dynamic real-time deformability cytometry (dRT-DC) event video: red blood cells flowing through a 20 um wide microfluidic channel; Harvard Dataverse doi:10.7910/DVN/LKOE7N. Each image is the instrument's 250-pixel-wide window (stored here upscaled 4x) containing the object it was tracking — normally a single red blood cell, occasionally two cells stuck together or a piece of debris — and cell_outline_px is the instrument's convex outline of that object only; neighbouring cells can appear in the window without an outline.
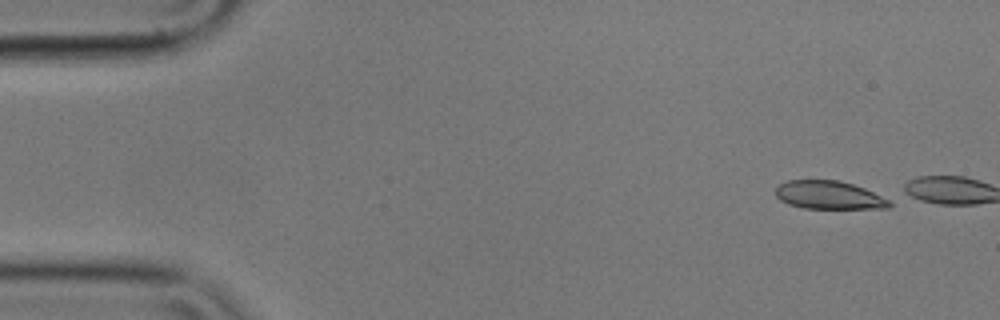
{"species": "common noctule bat (a hibernating species)", "species_latin": "Nyctalus noctula", "temperature_condition": "cold", "stored_images_in_passage": 2, "camera_frame_rate_fps": 3000, "um_per_image_px": 0.085, "animal": {"sex": "male", "body_mass_g": 17.9}, "frame": {"image": 1, "passage_image": 1, "time_ms": 0.0, "image_size_px": [1000, 320], "cell_outline_px": [[892, 208], [804, 208], [788, 204], [780, 200], [776, 196], [776, 188], [780, 184], [788, 180], [840, 180], [864, 188], [888, 200], [892, 204]], "centroid_in_image_um": [70.44, 16.58], "position_along_channel_um": 14.6, "area_um2": 18.55}}